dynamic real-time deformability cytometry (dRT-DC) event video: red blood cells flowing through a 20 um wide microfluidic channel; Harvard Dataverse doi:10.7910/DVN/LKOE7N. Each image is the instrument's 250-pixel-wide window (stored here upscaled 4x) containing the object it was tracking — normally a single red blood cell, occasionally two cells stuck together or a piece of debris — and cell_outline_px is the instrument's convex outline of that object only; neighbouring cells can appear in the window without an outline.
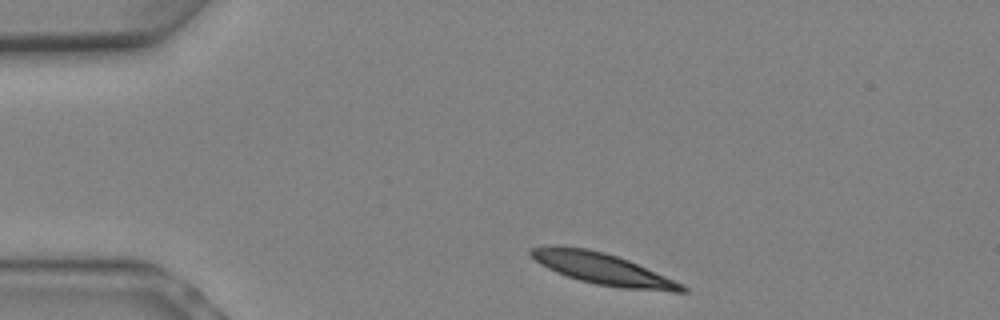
{"species": "Egyptian fruit bat (a non-hibernating species)", "species_latin": "Rousettus aegyptiacus", "temperature_condition": "warm", "stored_images_in_passage": 6, "camera_frame_rate_fps": 3000, "um_per_image_px": 0.085, "animal": {"sex": "female"}, "frame": {"image": 1, "passage_image": 1, "time_ms": 0.0, "image_size_px": [1000, 320], "cell_outline_px": [[688, 292], [672, 292], [624, 288], [596, 284], [580, 280], [556, 272], [540, 264], [528, 252], [532, 248], [552, 244], [588, 248], [604, 252], [628, 260], [684, 284], [688, 288]], "centroid_in_image_um": [51.24, 22.84], "position_along_channel_um": 33.8, "area_um2": 27.63}}
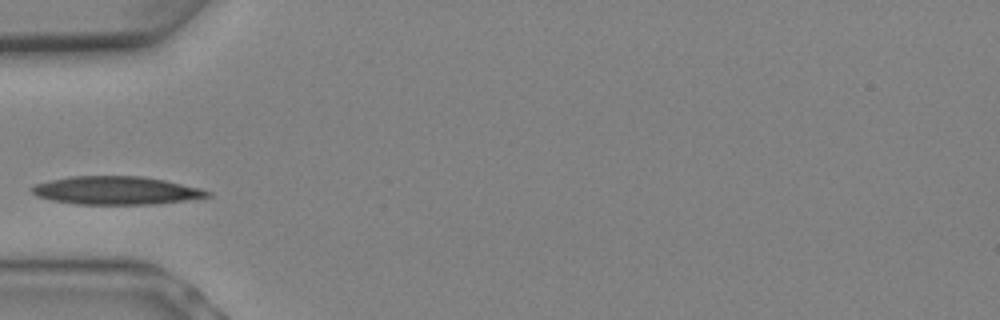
{"frame": {"image": 2, "passage_image": 4, "time_ms": 1.0, "image_size_px": [1000, 320], "cell_outline_px": [[212, 196], [156, 204], [76, 204], [52, 200], [36, 196], [28, 188], [36, 184], [68, 176], [144, 176], [164, 180], [200, 188], [212, 192]], "centroid_in_image_um": [9.86, 16.19], "position_along_channel_um": 75.1, "area_um2": 28.78}}
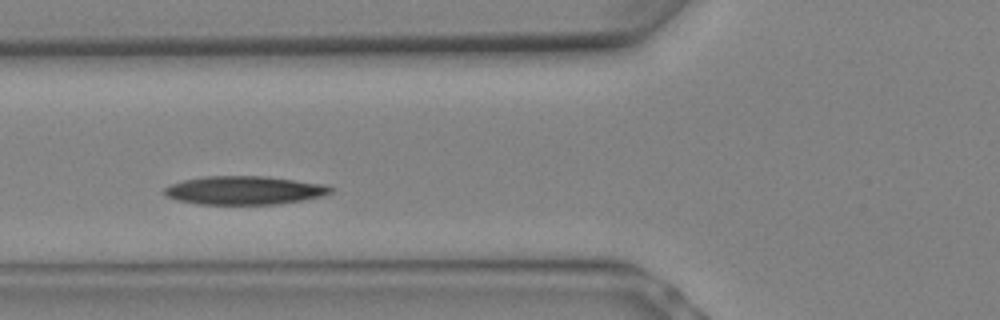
{"frame": {"image": 3, "passage_image": 5, "time_ms": 1.333, "image_size_px": [1000, 320], "cell_outline_px": [[332, 192], [320, 196], [304, 200], [276, 204], [196, 204], [176, 200], [164, 196], [164, 188], [168, 184], [184, 180], [204, 176], [264, 176], [324, 184], [332, 188]], "centroid_in_image_um": [20.7, 16.18], "position_along_channel_um": 105.1, "area_um2": 27.63}}